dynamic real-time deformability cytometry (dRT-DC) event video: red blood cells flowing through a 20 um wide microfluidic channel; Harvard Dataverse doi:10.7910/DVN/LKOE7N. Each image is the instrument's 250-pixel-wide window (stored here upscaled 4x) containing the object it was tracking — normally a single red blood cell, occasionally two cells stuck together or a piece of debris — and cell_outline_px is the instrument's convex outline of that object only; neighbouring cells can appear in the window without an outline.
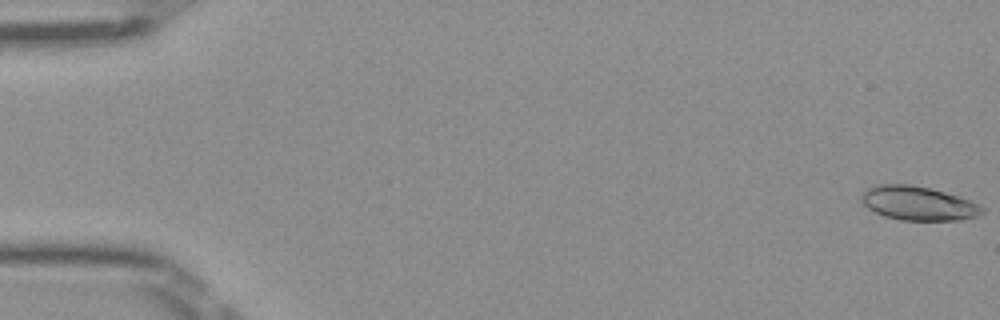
{"species": "Egyptian fruit bat (a non-hibernating species)", "species_latin": "Rousettus aegyptiacus", "temperature_condition": "room temperature", "stored_images_in_passage": 51, "camera_frame_rate_fps": 3000, "um_per_image_px": 0.085, "frame": {"image": 1, "passage_image": 1, "time_ms": 0.0, "image_size_px": [1000, 320], "cell_outline_px": [[984, 212], [980, 216], [960, 220], [900, 220], [884, 216], [868, 208], [860, 200], [860, 196], [868, 188], [880, 184], [908, 184], [928, 188], [960, 196], [984, 208]], "centroid_in_image_um": [78.05, 17.29], "position_along_channel_um": 7.0, "area_um2": 23.81}}
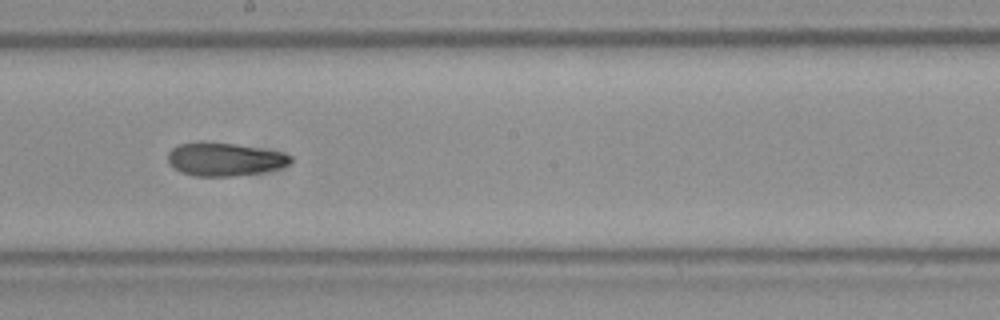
{"frame": {"image": 2, "passage_image": 29, "time_ms": 9.333, "image_size_px": [1000, 320], "cell_outline_px": [[292, 160], [288, 164], [280, 168], [264, 172], [232, 176], [192, 176], [180, 172], [168, 164], [168, 152], [172, 148], [180, 144], [200, 140], [204, 140], [236, 144], [280, 152], [292, 156]], "centroid_in_image_um": [19.03, 13.53], "position_along_channel_um": 229.2, "area_um2": 24.1}}
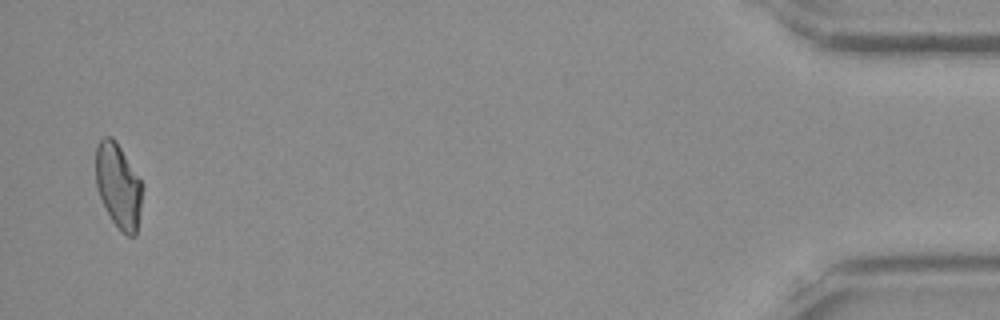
{"frame": {"image": 3, "passage_image": 50, "time_ms": 16.333, "image_size_px": [1000, 320], "cell_outline_px": [[144, 184], [136, 236], [128, 236], [112, 220], [100, 196], [96, 184], [96, 148], [100, 140], [104, 136], [112, 136], [116, 140]], "centroid_in_image_um": [10.08, 15.75], "position_along_channel_um": 425.1, "area_um2": 22.89}, "authors_computed_cell_mechanics": {"area_um2": 23.8136, "velocity_mm_per_s": 4.0184, "shape_relaxation_time_tau1_ms": 8.6188, "shape_relaxation_time_tau2_ms": 3.3278, "deformation_change_tau1": 0.2141, "deformation_change_tau2": 0.1055}}